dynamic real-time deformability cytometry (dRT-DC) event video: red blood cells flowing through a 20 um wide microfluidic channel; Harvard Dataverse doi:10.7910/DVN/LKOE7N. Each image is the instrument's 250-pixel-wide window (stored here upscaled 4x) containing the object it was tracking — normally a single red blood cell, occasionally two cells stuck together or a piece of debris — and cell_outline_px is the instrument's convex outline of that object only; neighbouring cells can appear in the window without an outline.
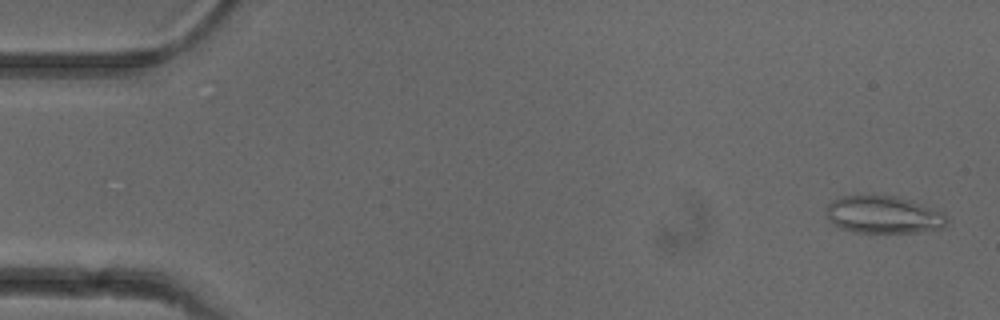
{"species": "common noctule bat (a hibernating species)", "species_latin": "Nyctalus noctula", "temperature_condition": "cold", "stored_images_in_passage": 52, "camera_frame_rate_fps": 3000, "um_per_image_px": 0.085, "animal": {"sex": "female"}, "frame": {"image": 1, "passage_image": 2, "time_ms": 0.333, "image_size_px": [1000, 320], "cell_outline_px": [[948, 220], [944, 228], [916, 232], [852, 232], [840, 228], [828, 216], [828, 204], [832, 200], [840, 196], [896, 196], [944, 212]], "centroid_in_image_um": [75.13, 18.26], "position_along_channel_um": 9.9, "area_um2": 25.89}}
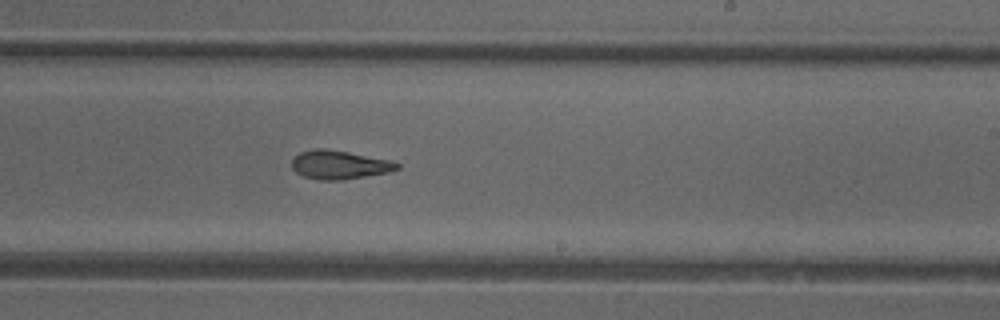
{"frame": {"image": 2, "passage_image": 31, "time_ms": 10.0, "image_size_px": [1000, 320], "cell_outline_px": [[400, 168], [388, 172], [344, 180], [320, 180], [304, 176], [296, 172], [292, 168], [292, 156], [300, 152], [312, 148], [324, 148], [348, 152], [392, 160], [400, 164]], "centroid_in_image_um": [28.83, 14.0], "position_along_channel_um": 260.2, "area_um2": 17.74}}
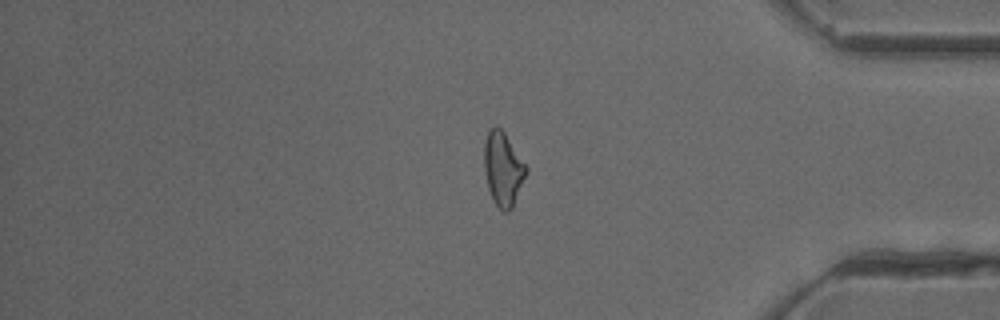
{"frame": {"image": 3, "passage_image": 43, "time_ms": 14.0, "image_size_px": [1000, 320], "cell_outline_px": [[528, 172], [512, 208], [508, 212], [504, 212], [492, 200], [488, 188], [484, 172], [484, 144], [488, 128], [496, 124], [504, 132], [528, 168]], "centroid_in_image_um": [42.75, 14.34], "position_along_channel_um": 392.5, "area_um2": 18.21}, "authors_computed_cell_mechanics": {"area_um2": 18.4671, "velocity_mm_per_s": 3.9654, "shape_relaxation_time_tau1_ms": null, "shape_relaxation_time_tau2_ms": 3.681, "deformation_change_tau1": null, "deformation_change_tau2": 0.1217}}